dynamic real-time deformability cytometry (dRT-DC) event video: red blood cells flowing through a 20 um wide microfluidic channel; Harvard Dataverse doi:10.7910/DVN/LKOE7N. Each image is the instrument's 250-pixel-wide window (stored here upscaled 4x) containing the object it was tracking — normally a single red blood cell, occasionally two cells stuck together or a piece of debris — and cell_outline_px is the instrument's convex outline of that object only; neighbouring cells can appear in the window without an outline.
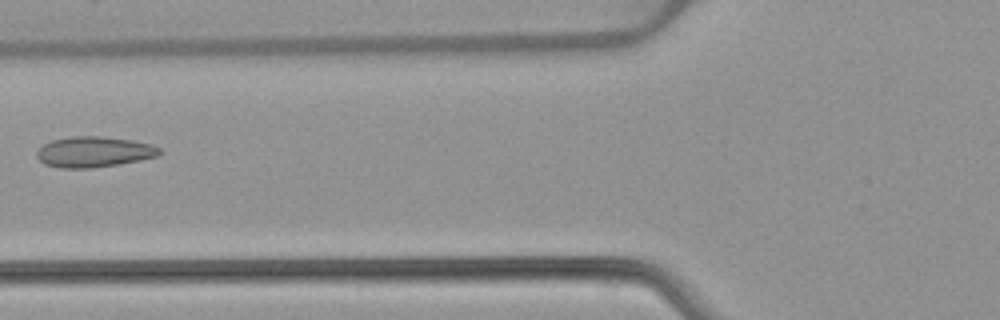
{"species": "common noctule bat (a hibernating species)", "species_latin": "Nyctalus noctula", "temperature_condition": "warm", "stored_images_in_passage": 7, "camera_frame_rate_fps": 3000, "um_per_image_px": 0.085, "animal": {"sex": "female", "body_mass_g": 22.7, "forearm_length_mm": 54.2}, "frame": {"image": 1, "passage_image": 6, "time_ms": 1.667, "image_size_px": [1000, 320], "cell_outline_px": [[160, 152], [156, 156], [140, 160], [92, 168], [60, 168], [44, 164], [36, 156], [36, 152], [44, 144], [52, 140], [72, 136], [104, 136], [132, 140], [152, 144], [160, 148]], "centroid_in_image_um": [7.97, 12.9], "position_along_channel_um": 117.8, "area_um2": 21.85}}
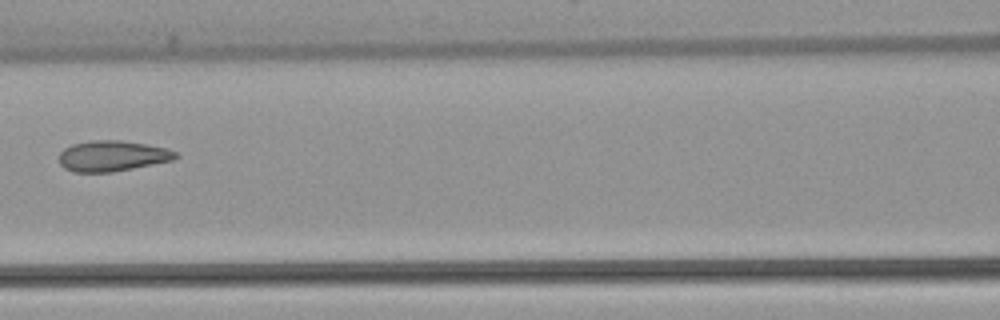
{"frame": {"image": 2, "passage_image": 7, "time_ms": 2.0, "image_size_px": [1000, 320], "cell_outline_px": [[180, 156], [172, 160], [112, 172], [72, 172], [64, 168], [60, 164], [60, 152], [64, 148], [72, 144], [92, 140], [120, 140], [168, 148], [176, 152]], "centroid_in_image_um": [9.53, 13.25], "position_along_channel_um": 157.1, "area_um2": 20.75}}